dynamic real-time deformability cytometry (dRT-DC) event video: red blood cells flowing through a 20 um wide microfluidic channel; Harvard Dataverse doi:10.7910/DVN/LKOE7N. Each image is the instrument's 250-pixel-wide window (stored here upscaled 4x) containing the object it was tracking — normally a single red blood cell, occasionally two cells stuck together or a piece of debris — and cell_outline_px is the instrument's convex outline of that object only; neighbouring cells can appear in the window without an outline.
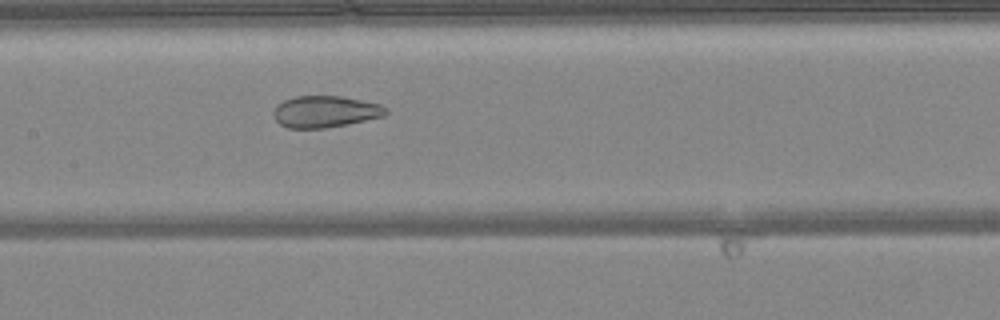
{"species": "common noctule bat (a hibernating species)", "species_latin": "Nyctalus noctula", "temperature_condition": "warm", "stored_images_in_passage": 49, "camera_frame_rate_fps": 3000, "um_per_image_px": 0.085, "animal": {"sex": "female", "body_mass_g": 24.6, "forearm_length_mm": 56.2}, "frame": {"image": 1, "passage_image": 24, "time_ms": 7.667, "image_size_px": [1000, 320], "cell_outline_px": [[388, 112], [384, 116], [348, 124], [324, 128], [288, 128], [280, 124], [272, 116], [272, 112], [284, 100], [296, 96], [340, 96], [380, 104], [388, 108]], "centroid_in_image_um": [27.65, 9.49], "position_along_channel_um": 179.7, "area_um2": 20.63}}
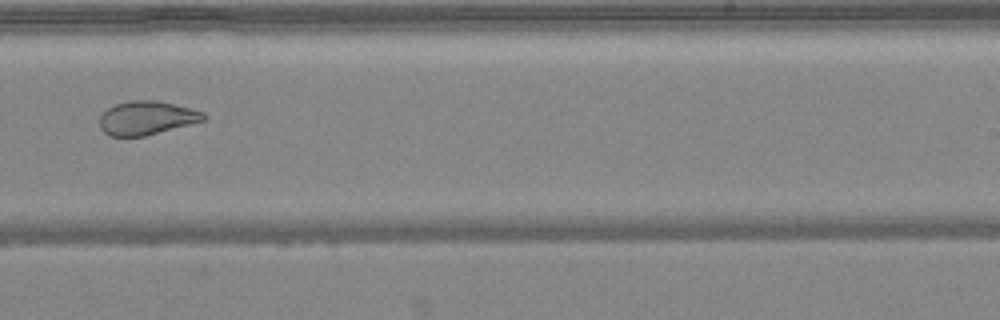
{"frame": {"image": 2, "passage_image": 31, "time_ms": 10.0, "image_size_px": [1000, 320], "cell_outline_px": [[208, 116], [204, 120], [144, 136], [108, 136], [100, 128], [100, 116], [108, 108], [116, 104], [128, 100], [152, 100], [172, 104], [204, 112]], "centroid_in_image_um": [12.43, 10.02], "position_along_channel_um": 276.6, "area_um2": 20.11}}
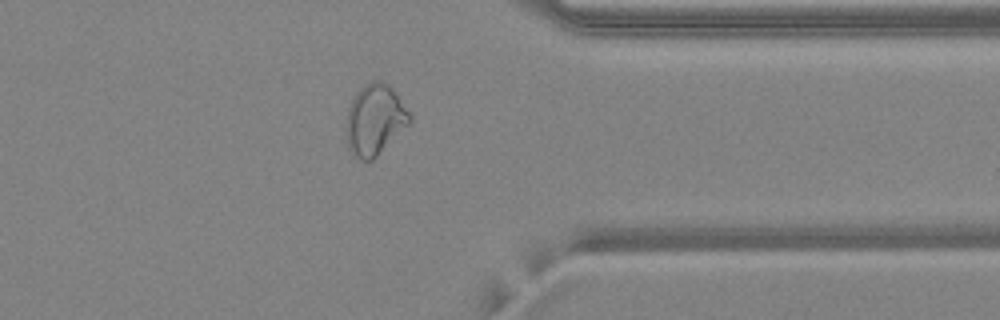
{"frame": {"image": 3, "passage_image": 39, "time_ms": 12.667, "image_size_px": [1000, 320], "cell_outline_px": [[412, 120], [372, 160], [360, 160], [352, 156], [348, 148], [344, 132], [348, 108], [356, 92], [364, 84], [372, 80], [380, 80], [388, 84], [392, 88], [412, 116]], "centroid_in_image_um": [31.81, 10.17], "position_along_channel_um": 379.6, "area_um2": 26.24}, "authors_computed_cell_mechanics": {"area_um2": 27.5128, "velocity_mm_per_s": 4.1723, "shape_relaxation_time_tau1_ms": null, "shape_relaxation_time_tau2_ms": 1.1915, "deformation_change_tau1": null, "deformation_change_tau2": 0.0731}}